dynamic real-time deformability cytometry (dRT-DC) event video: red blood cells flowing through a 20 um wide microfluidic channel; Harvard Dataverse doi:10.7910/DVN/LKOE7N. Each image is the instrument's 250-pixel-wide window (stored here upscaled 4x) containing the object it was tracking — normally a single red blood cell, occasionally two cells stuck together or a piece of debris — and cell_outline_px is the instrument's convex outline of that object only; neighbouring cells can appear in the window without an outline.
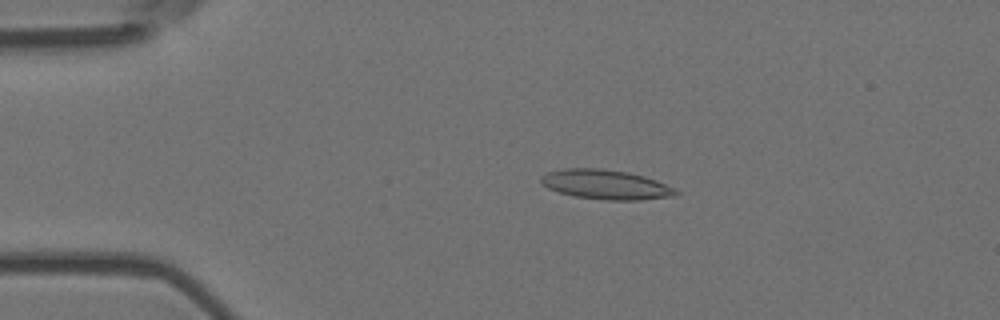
{"species": "Egyptian fruit bat (a non-hibernating species)", "species_latin": "Rousettus aegyptiacus", "temperature_condition": "room temperature", "stored_images_in_passage": 5, "camera_frame_rate_fps": 3000, "um_per_image_px": 0.085, "animal": {"sex": "female"}, "frame": {"image": 1, "passage_image": 2, "time_ms": 0.333, "image_size_px": [1000, 320], "cell_outline_px": [[680, 192], [676, 196], [640, 200], [604, 200], [572, 196], [548, 188], [540, 184], [540, 176], [548, 172], [564, 168], [600, 168], [628, 172], [644, 176], [656, 180], [676, 188]], "centroid_in_image_um": [51.5, 15.69], "position_along_channel_um": 33.5, "area_um2": 23.52}}
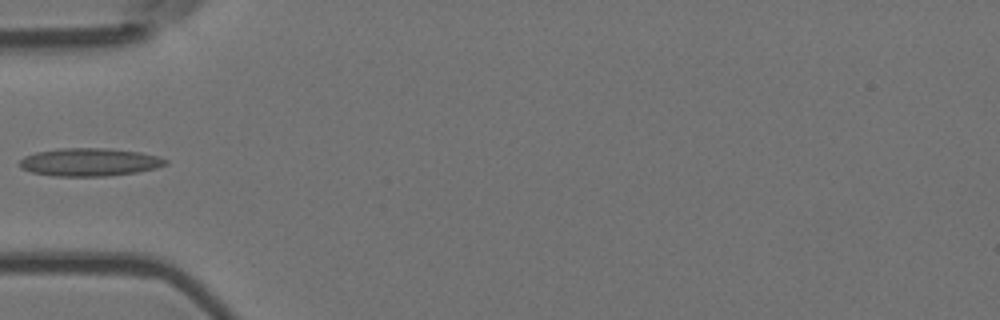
{"frame": {"image": 2, "passage_image": 4, "time_ms": 1.0, "image_size_px": [1000, 320], "cell_outline_px": [[168, 164], [156, 168], [136, 172], [108, 176], [52, 176], [32, 172], [20, 168], [20, 160], [24, 156], [36, 152], [60, 148], [108, 148], [140, 152], [160, 156], [168, 160]], "centroid_in_image_um": [7.63, 13.78], "position_along_channel_um": 77.4, "area_um2": 23.93}}
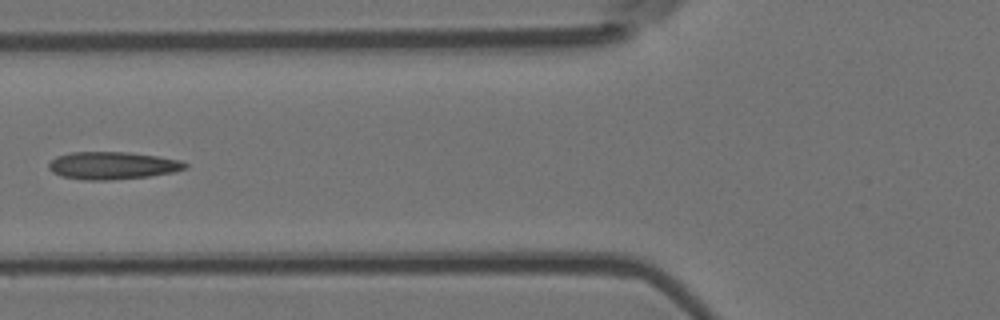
{"frame": {"image": 3, "passage_image": 5, "time_ms": 1.333, "image_size_px": [1000, 320], "cell_outline_px": [[188, 168], [176, 172], [148, 176], [112, 180], [84, 180], [60, 176], [52, 172], [48, 168], [48, 164], [56, 156], [72, 152], [128, 152], [156, 156], [180, 160], [188, 164]], "centroid_in_image_um": [9.56, 14.07], "position_along_channel_um": 116.2, "area_um2": 22.02}}